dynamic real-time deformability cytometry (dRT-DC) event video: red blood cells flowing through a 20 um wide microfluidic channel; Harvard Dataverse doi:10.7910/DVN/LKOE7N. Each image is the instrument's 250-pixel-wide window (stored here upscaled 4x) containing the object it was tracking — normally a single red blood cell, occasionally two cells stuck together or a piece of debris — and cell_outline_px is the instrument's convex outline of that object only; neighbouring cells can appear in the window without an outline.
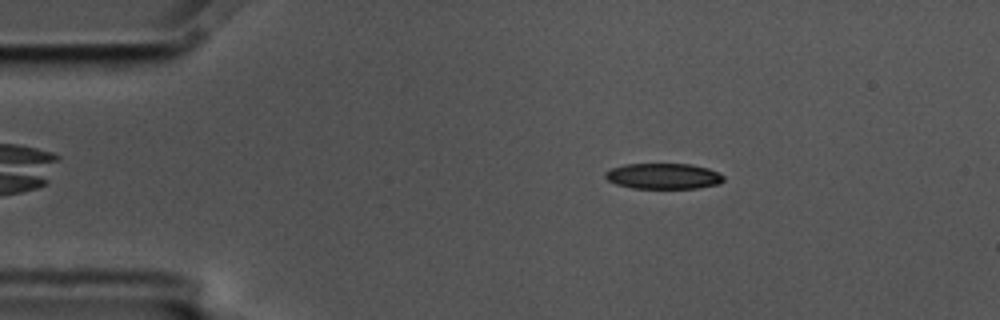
{"species": "common noctule bat (a hibernating species)", "species_latin": "Nyctalus noctula", "temperature_condition": "cold", "stored_images_in_passage": 49, "camera_frame_rate_fps": 3000, "um_per_image_px": 0.085, "animal": {"sex": "male", "body_mass_g": 17.5, "forearm_length_mm": 52.3}, "frame": {"image": 1, "passage_image": 3, "time_ms": 0.667, "image_size_px": [1000, 320], "cell_outline_px": [[724, 180], [720, 184], [696, 188], [632, 188], [616, 184], [608, 180], [604, 176], [604, 172], [612, 168], [624, 164], [692, 164], [708, 168], [720, 172], [724, 176]], "centroid_in_image_um": [56.41, 14.97], "position_along_channel_um": 28.6, "area_um2": 17.86}}
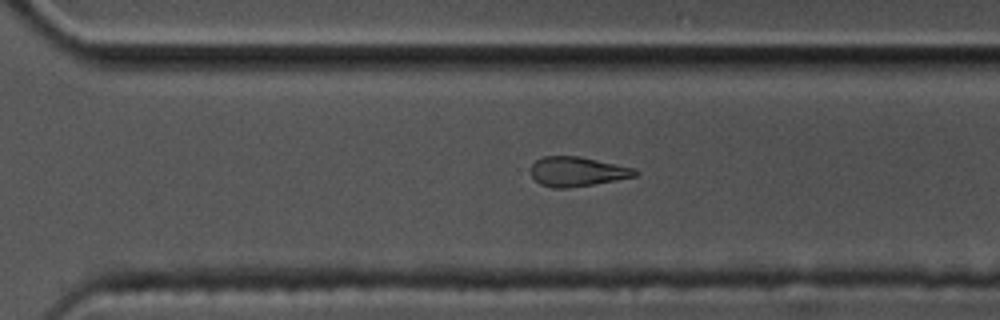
{"frame": {"image": 2, "passage_image": 32, "time_ms": 10.333, "image_size_px": [1000, 320], "cell_outline_px": [[640, 172], [636, 176], [616, 180], [568, 188], [552, 188], [540, 184], [532, 176], [528, 168], [536, 160], [544, 156], [580, 156], [636, 168]], "centroid_in_image_um": [49.06, 14.57], "position_along_channel_um": 321.5, "area_um2": 18.15}}
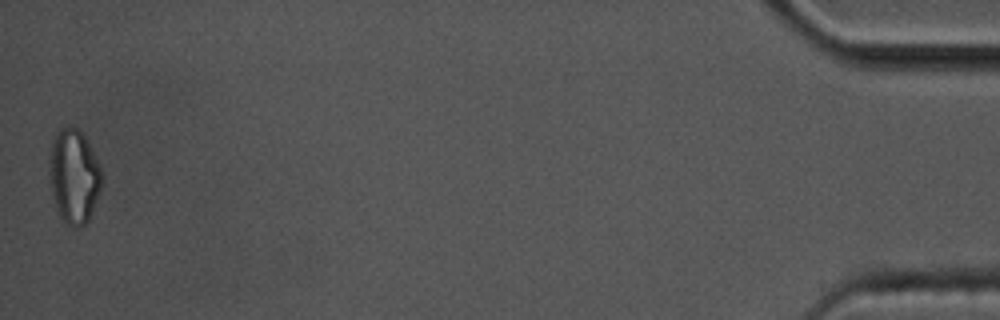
{"frame": {"image": 3, "passage_image": 49, "time_ms": 16.0, "image_size_px": [1000, 320], "cell_outline_px": [[104, 176], [92, 212], [88, 220], [84, 224], [76, 228], [72, 228], [60, 216], [52, 192], [48, 172], [48, 160], [52, 140], [56, 132], [60, 128], [68, 124], [76, 128], [84, 136]], "centroid_in_image_um": [6.26, 14.95], "position_along_channel_um": 428.9, "area_um2": 28.67}, "authors_computed_cell_mechanics": {"area_um2": 19.4786, "velocity_mm_per_s": 3.5724, "shape_relaxation_time_tau1_ms": 7.1808, "shape_relaxation_time_tau2_ms": 8.5832, "deformation_change_tau1": 0.1514, "deformation_change_tau2": 0.1924}}